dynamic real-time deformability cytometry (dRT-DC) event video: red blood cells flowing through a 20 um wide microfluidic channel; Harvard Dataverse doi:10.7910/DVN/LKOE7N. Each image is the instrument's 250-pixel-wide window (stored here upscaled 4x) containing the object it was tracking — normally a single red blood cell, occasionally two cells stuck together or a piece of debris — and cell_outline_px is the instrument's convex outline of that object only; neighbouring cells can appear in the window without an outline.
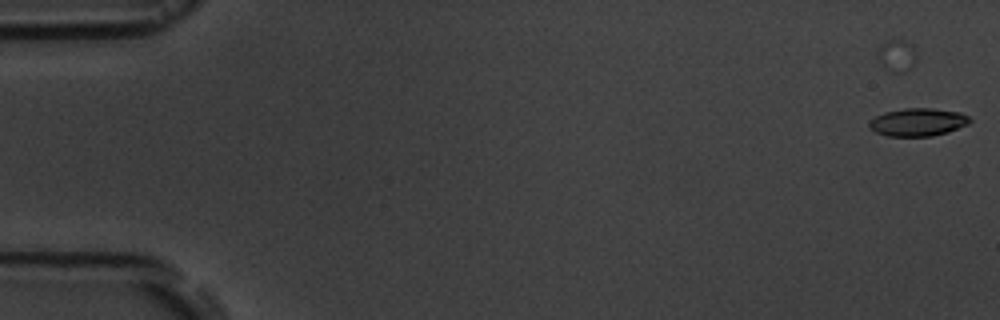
{"species": "common noctule bat (a hibernating species)", "species_latin": "Nyctalus noctula", "temperature_condition": "room temperature", "stored_images_in_passage": 5, "camera_frame_rate_fps": 3000, "um_per_image_px": 0.085, "animal": {"sex": "male", "body_mass_g": 19.5, "forearm_length_mm": 54.6}, "frame": {"image": 1, "passage_image": 1, "time_ms": 0.0, "image_size_px": [1000, 320], "cell_outline_px": [[972, 120], [968, 124], [948, 132], [932, 136], [888, 136], [876, 132], [868, 124], [868, 120], [884, 112], [904, 108], [932, 108], [960, 112], [968, 116]], "centroid_in_image_um": [78.02, 10.37], "position_along_channel_um": 7.0, "area_um2": 16.36}}
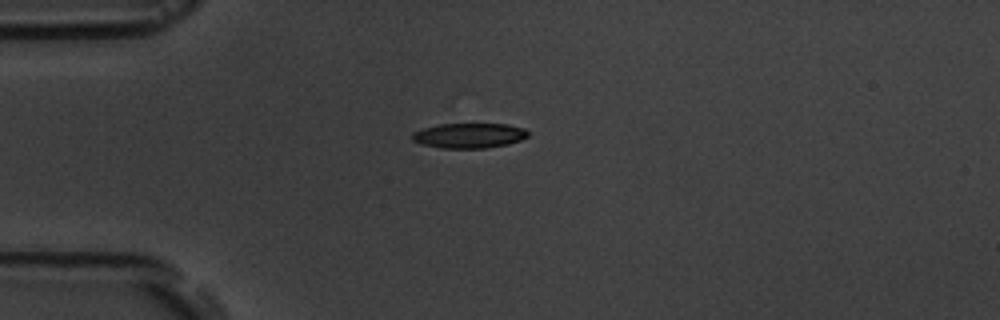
{"frame": {"image": 2, "passage_image": 5, "time_ms": 4.667, "image_size_px": [1000, 320], "cell_outline_px": [[528, 136], [520, 140], [508, 144], [484, 148], [440, 148], [420, 144], [412, 140], [412, 132], [424, 128], [440, 124], [508, 124], [524, 128], [528, 132]], "centroid_in_image_um": [39.86, 11.52], "position_along_channel_um": 45.1, "area_um2": 16.88}}